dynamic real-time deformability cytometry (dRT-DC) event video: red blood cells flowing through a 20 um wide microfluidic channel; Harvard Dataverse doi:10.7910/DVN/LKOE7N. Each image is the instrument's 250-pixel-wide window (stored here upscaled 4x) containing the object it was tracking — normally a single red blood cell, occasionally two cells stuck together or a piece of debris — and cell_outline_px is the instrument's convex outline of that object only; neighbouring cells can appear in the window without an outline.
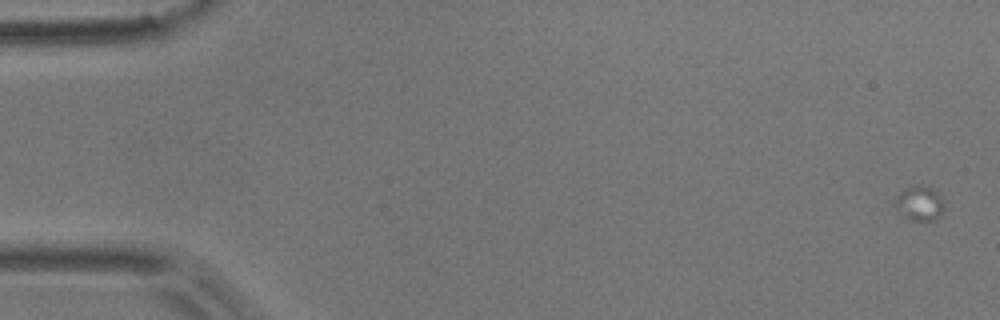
{"species": "common noctule bat (a hibernating species)", "species_latin": "Nyctalus noctula", "temperature_condition": "room temperature", "stored_images_in_passage": 5, "segment_of_instrument_passage": [2, 2], "camera_frame_rate_fps": 3000, "um_per_image_px": 0.085, "animal": {"sex": "male", "body_mass_g": 17.9}, "frame": {"image": 1, "passage_image": 5, "time_ms": 1.333, "image_size_px": [1000, 320], "cell_outline_px": [[944, 208], [940, 216], [936, 220], [912, 220], [896, 212], [896, 196], [904, 188], [916, 184], [932, 188], [944, 200]], "centroid_in_image_um": [78.16, 17.28], "position_along_channel_um": 6.8, "area_um2": 10.0}}